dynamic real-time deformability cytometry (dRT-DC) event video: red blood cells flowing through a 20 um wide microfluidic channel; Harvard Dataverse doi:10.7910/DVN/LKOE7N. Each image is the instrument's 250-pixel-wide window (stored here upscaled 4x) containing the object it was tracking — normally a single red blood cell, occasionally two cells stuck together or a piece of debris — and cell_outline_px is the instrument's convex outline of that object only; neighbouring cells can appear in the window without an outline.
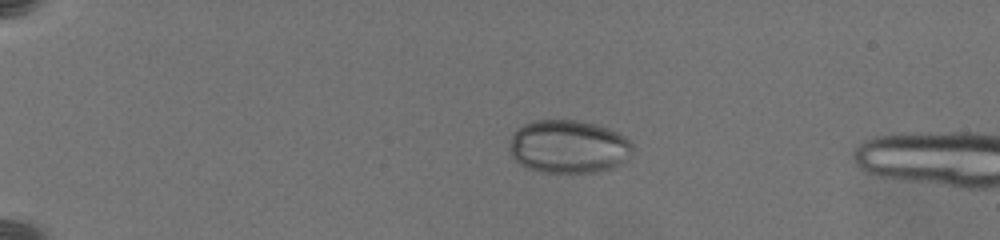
{"species": "common noctule bat (a hibernating species)", "species_latin": "Nyctalus noctula", "temperature_condition": "warm", "stored_images_in_passage": 7, "camera_frame_rate_fps": 3000, "um_per_image_px": 0.085, "animal": {"sex": "female", "body_mass_g": 19.5, "forearm_length_mm": 54.1}, "frame": {"image": 1, "passage_image": 1, "time_ms": 0.0, "image_size_px": [1000, 240], "cell_outline_px": [[632, 148], [620, 164], [612, 168], [600, 172], [544, 172], [528, 168], [520, 164], [512, 156], [508, 148], [512, 136], [516, 128], [524, 124], [536, 120], [576, 120], [596, 124], [608, 128], [624, 136], [632, 144]], "centroid_in_image_um": [48.28, 12.46], "position_along_channel_um": 36.7, "area_um2": 37.97}}